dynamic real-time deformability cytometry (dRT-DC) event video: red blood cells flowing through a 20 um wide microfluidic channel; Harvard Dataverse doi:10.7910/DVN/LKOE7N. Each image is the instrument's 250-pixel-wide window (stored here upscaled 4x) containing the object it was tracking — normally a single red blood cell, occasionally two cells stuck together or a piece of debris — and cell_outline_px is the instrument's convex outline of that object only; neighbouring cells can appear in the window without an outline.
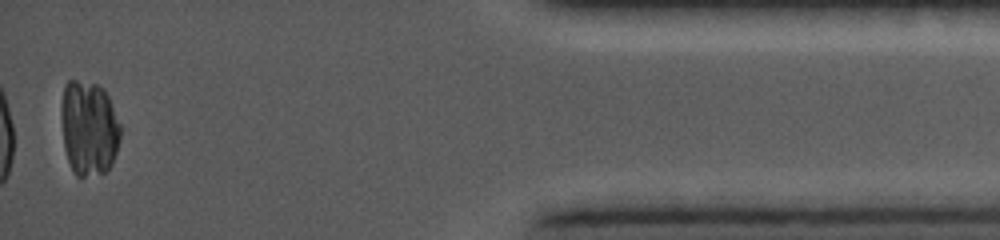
{"species": "common noctule bat (a hibernating species)", "species_latin": "Nyctalus noctula", "temperature_condition": "cold", "stored_images_in_passage": 34, "camera_frame_rate_fps": 5000, "um_per_image_px": 0.085, "animal": {"sex": "female", "body_mass_g": 19.0, "forearm_length_mm": 56.7}, "frame": {"image": 1, "passage_image": 33, "time_ms": 12.0, "image_size_px": [1000, 240], "cell_outline_px": [[120, 136], [116, 152], [112, 164], [104, 172], [84, 176], [76, 176], [68, 160], [64, 148], [60, 112], [60, 104], [64, 84], [68, 80], [76, 80], [96, 84], [108, 96], [120, 124]], "centroid_in_image_um": [7.52, 10.87], "position_along_channel_um": 427.7, "area_um2": 32.77}}